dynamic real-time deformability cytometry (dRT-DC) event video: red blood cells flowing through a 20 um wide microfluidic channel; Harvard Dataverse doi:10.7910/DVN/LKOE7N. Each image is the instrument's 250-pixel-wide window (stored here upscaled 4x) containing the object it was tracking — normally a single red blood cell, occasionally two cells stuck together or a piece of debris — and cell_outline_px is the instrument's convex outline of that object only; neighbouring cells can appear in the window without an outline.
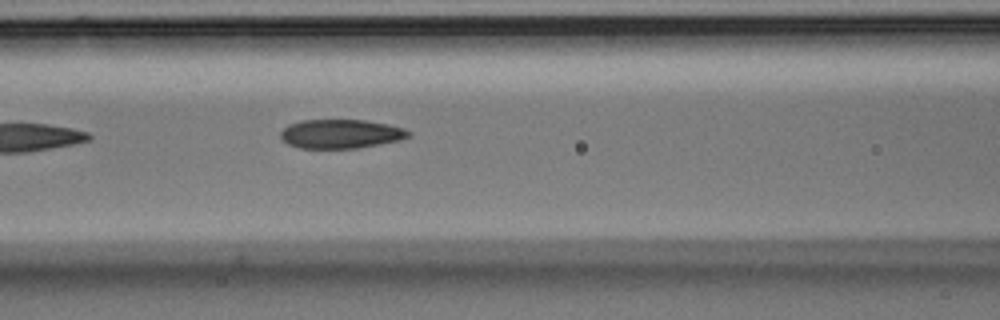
{"species": "Egyptian fruit bat (a non-hibernating species)", "species_latin": "Rousettus aegyptiacus", "temperature_condition": "room temperature", "stored_images_in_passage": 3, "camera_frame_rate_fps": 3000, "um_per_image_px": 0.085, "animal": {"sex": "male"}, "frame": {"image": 1, "passage_image": 3, "time_ms": 0.667, "image_size_px": [1000, 320], "cell_outline_px": [[412, 136], [400, 140], [356, 148], [300, 148], [288, 144], [280, 136], [280, 132], [288, 124], [300, 120], [364, 120], [388, 124], [404, 128], [412, 132]], "centroid_in_image_um": [28.98, 11.37], "position_along_channel_um": 137.6, "area_um2": 21.68}}